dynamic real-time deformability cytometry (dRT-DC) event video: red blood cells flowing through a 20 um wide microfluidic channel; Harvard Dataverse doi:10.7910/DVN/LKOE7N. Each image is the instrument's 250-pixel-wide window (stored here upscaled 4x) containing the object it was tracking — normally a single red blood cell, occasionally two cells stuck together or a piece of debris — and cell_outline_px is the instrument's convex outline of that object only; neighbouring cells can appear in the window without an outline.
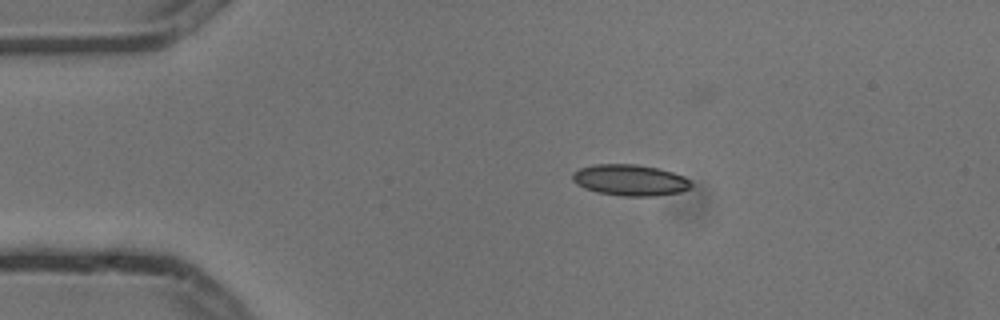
{"species": "common noctule bat (a hibernating species)", "species_latin": "Nyctalus noctula", "temperature_condition": "cold", "stored_images_in_passage": 7, "camera_frame_rate_fps": 3000, "um_per_image_px": 0.085, "animal": {"sex": "male", "body_mass_g": 13.3}, "frame": {"image": 1, "passage_image": 2, "time_ms": 0.333, "image_size_px": [1000, 320], "cell_outline_px": [[692, 184], [688, 188], [680, 192], [656, 196], [620, 196], [596, 192], [584, 188], [576, 184], [572, 180], [572, 172], [580, 168], [596, 164], [636, 164], [656, 168], [672, 172], [684, 176]], "centroid_in_image_um": [53.51, 15.31], "position_along_channel_um": 31.5, "area_um2": 21.56}}
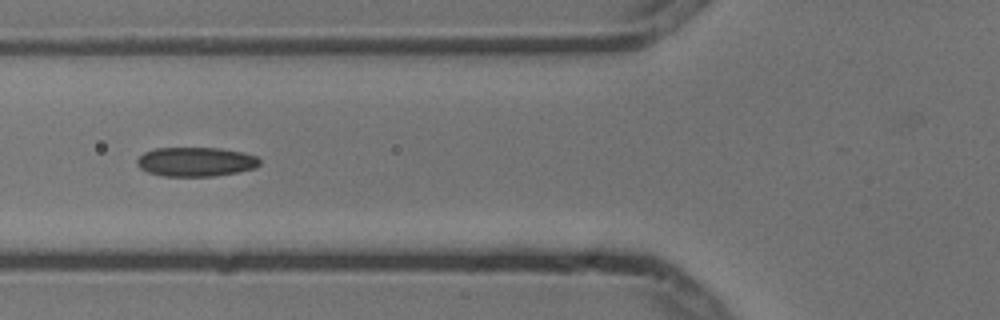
{"frame": {"image": 2, "passage_image": 5, "time_ms": 1.333, "image_size_px": [1000, 320], "cell_outline_px": [[260, 164], [256, 168], [240, 172], [212, 176], [164, 176], [148, 172], [140, 168], [136, 164], [136, 160], [144, 152], [156, 148], [220, 148], [240, 152], [256, 156], [260, 160]], "centroid_in_image_um": [16.64, 13.75], "position_along_channel_um": 109.2, "area_um2": 20.92}}
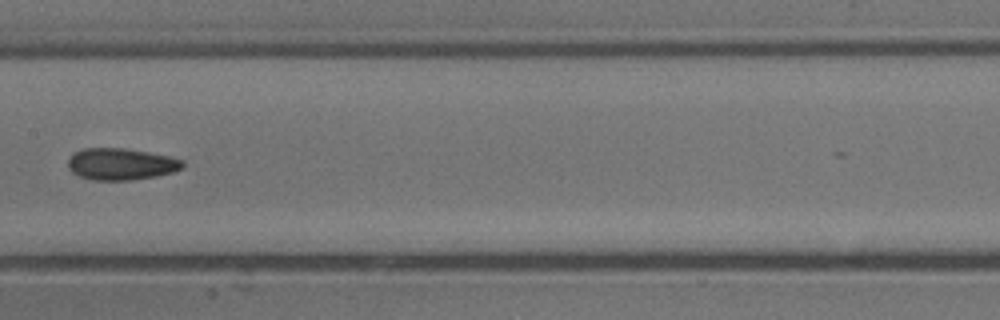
{"frame": {"image": 3, "passage_image": 7, "time_ms": 2.0, "image_size_px": [1000, 320], "cell_outline_px": [[184, 164], [180, 168], [172, 172], [156, 176], [132, 180], [92, 180], [80, 176], [72, 172], [68, 168], [68, 160], [72, 152], [84, 148], [124, 148], [148, 152], [168, 156], [184, 160]], "centroid_in_image_um": [10.25, 13.94], "position_along_channel_um": 197.2, "area_um2": 21.21}}